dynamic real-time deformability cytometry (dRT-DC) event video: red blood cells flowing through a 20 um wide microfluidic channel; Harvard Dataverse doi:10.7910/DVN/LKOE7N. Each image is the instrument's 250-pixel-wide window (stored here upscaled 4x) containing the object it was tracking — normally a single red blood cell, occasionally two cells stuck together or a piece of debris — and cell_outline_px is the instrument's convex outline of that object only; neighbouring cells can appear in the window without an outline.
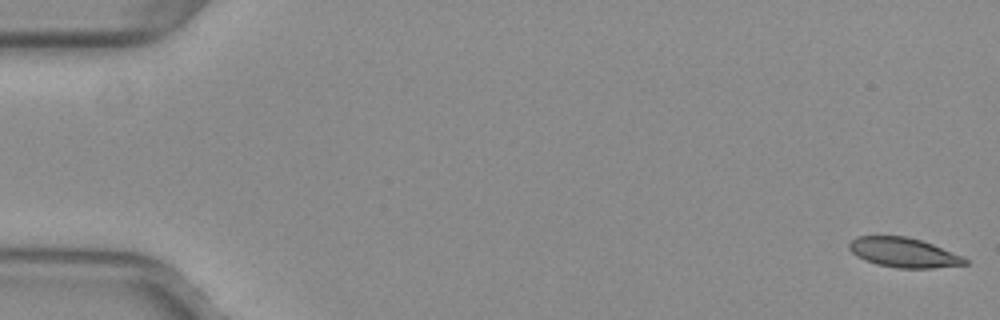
{"species": "common noctule bat (a hibernating species)", "species_latin": "Nyctalus noctula", "temperature_condition": "warm", "stored_images_in_passage": 52, "camera_frame_rate_fps": 3000, "um_per_image_px": 0.085, "animal": {"sex": "female", "body_mass_g": 29.2, "forearm_length_mm": 56.3}, "frame": {"image": 1, "passage_image": 1, "time_ms": 0.0, "image_size_px": [1000, 320], "cell_outline_px": [[968, 264], [932, 268], [896, 268], [876, 264], [864, 260], [856, 256], [848, 248], [848, 244], [856, 236], [904, 236], [920, 240], [932, 244], [964, 256], [968, 260]], "centroid_in_image_um": [76.8, 21.47], "position_along_channel_um": 8.2, "area_um2": 20.06}}
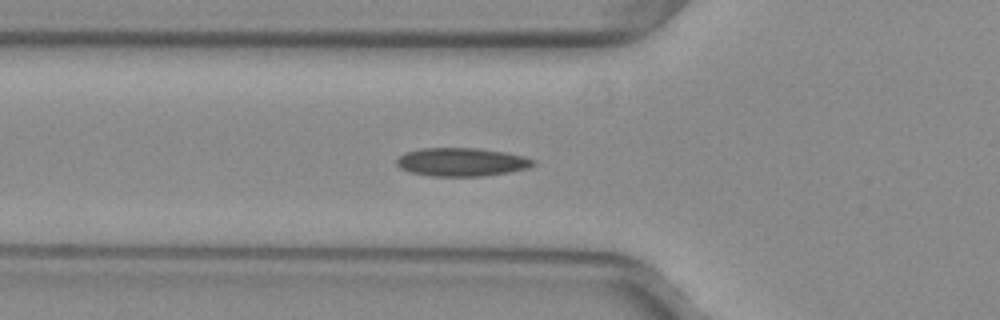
{"frame": {"image": 2, "passage_image": 19, "time_ms": 6.0, "image_size_px": [1000, 320], "cell_outline_px": [[536, 164], [528, 168], [508, 172], [484, 176], [428, 176], [408, 172], [400, 168], [396, 164], [396, 160], [404, 152], [420, 148], [476, 148], [504, 152], [536, 160]], "centroid_in_image_um": [39.19, 13.78], "position_along_channel_um": 86.6, "area_um2": 22.66}}
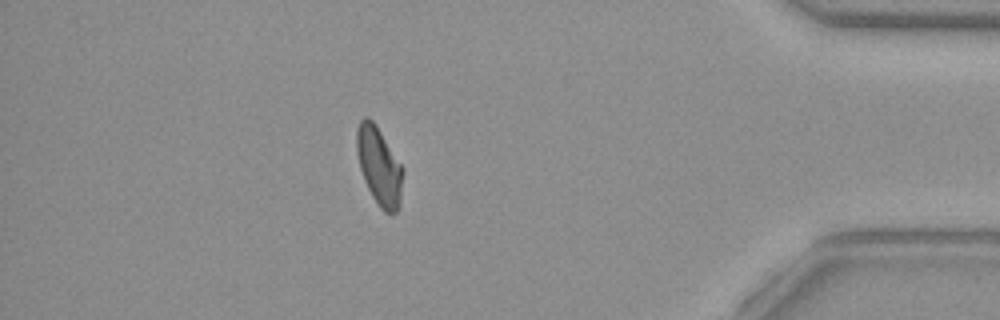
{"frame": {"image": 3, "passage_image": 46, "time_ms": 15.0, "image_size_px": [1000, 320], "cell_outline_px": [[404, 172], [400, 204], [396, 212], [384, 212], [380, 208], [372, 196], [364, 180], [360, 168], [356, 152], [356, 128], [360, 120], [364, 116], [368, 116], [376, 124], [404, 168]], "centroid_in_image_um": [32.23, 14.09], "position_along_channel_um": 403.0, "area_um2": 21.27}, "authors_computed_cell_mechanics": {"area_um2": 21.2126, "velocity_mm_per_s": 3.994, "shape_relaxation_time_tau1_ms": 7.2927, "shape_relaxation_time_tau2_ms": 3.2054, "deformation_change_tau1": 0.1551, "deformation_change_tau2": 0.0756}}